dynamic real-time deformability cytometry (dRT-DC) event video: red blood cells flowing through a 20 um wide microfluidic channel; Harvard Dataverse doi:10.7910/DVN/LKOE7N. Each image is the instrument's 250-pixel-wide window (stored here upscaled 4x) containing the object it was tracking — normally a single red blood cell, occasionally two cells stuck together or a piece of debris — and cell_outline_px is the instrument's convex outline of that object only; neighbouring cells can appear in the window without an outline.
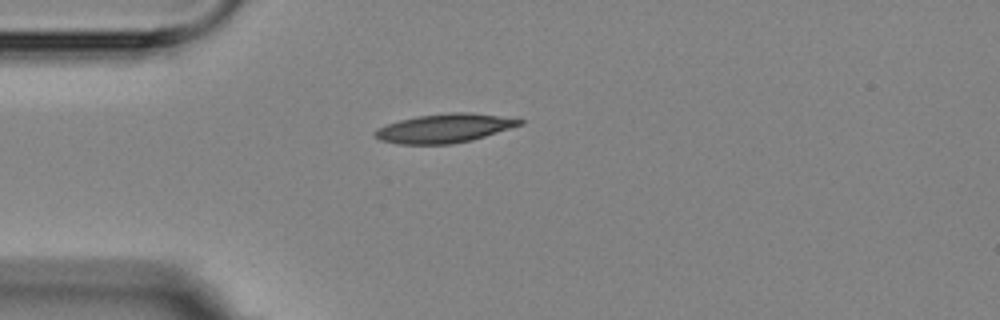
{"species": "Egyptian fruit bat (a non-hibernating species)", "species_latin": "Rousettus aegyptiacus", "temperature_condition": "room temperature", "stored_images_in_passage": 2, "camera_frame_rate_fps": 3000, "um_per_image_px": 0.085, "animal": {"sex": "female"}, "frame": {"image": 1, "passage_image": 1, "time_ms": 0.0, "image_size_px": [1000, 320], "cell_outline_px": [[524, 124], [472, 140], [452, 144], [400, 144], [380, 140], [372, 132], [376, 128], [400, 120], [416, 116], [448, 112], [472, 112], [524, 120]], "centroid_in_image_um": [37.77, 10.9], "position_along_channel_um": 47.2, "area_um2": 24.33}}